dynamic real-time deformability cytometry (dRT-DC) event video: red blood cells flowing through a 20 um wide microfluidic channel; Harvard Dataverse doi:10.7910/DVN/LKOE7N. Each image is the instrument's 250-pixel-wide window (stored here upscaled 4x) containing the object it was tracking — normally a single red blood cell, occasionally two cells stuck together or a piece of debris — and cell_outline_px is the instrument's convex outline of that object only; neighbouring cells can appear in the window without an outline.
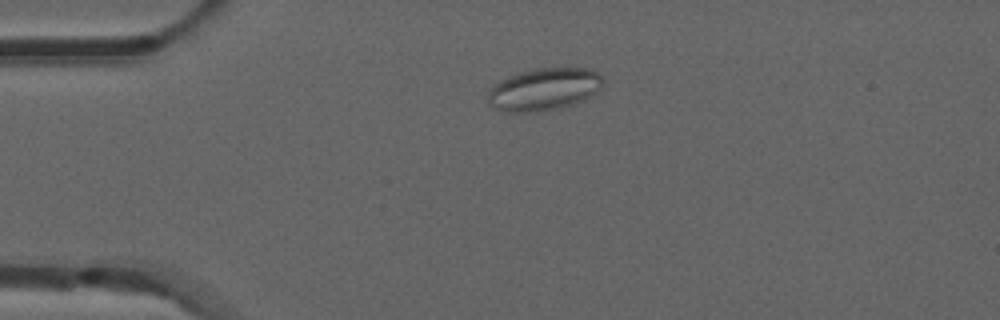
{"species": "common noctule bat (a hibernating species)", "species_latin": "Nyctalus noctula", "temperature_condition": "room temperature", "stored_images_in_passage": 14, "camera_frame_rate_fps": 3000, "um_per_image_px": 0.085, "animal": {"sex": "male", "forearm_length_mm": 52.5}, "frame": {"image": 1, "passage_image": 2, "time_ms": 0.333, "image_size_px": [1000, 320], "cell_outline_px": [[604, 80], [600, 88], [596, 92], [584, 100], [560, 108], [532, 112], [508, 112], [496, 108], [488, 104], [484, 100], [492, 84], [508, 76], [520, 72], [536, 68], [592, 68], [600, 72], [604, 76]], "centroid_in_image_um": [46.23, 7.58], "position_along_channel_um": 38.8, "area_um2": 28.9}}
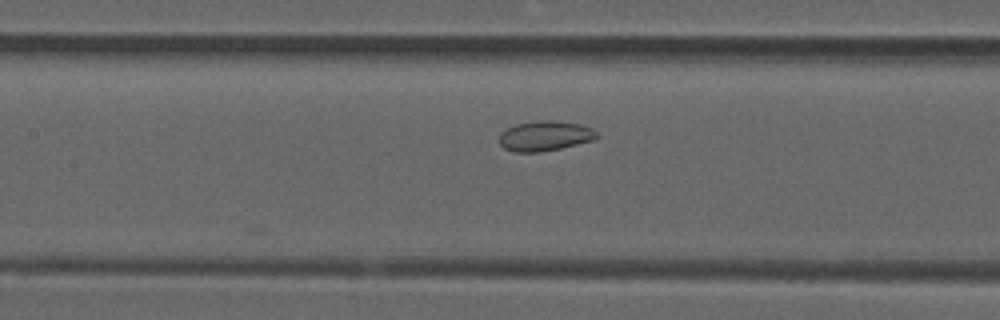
{"frame": {"image": 2, "passage_image": 14, "time_ms": 4.333, "image_size_px": [1000, 320], "cell_outline_px": [[600, 136], [592, 140], [560, 148], [540, 152], [512, 152], [504, 148], [500, 144], [500, 132], [516, 124], [540, 120], [552, 120], [580, 124], [592, 128]], "centroid_in_image_um": [46.31, 11.55], "position_along_channel_um": 161.1, "area_um2": 16.99}}